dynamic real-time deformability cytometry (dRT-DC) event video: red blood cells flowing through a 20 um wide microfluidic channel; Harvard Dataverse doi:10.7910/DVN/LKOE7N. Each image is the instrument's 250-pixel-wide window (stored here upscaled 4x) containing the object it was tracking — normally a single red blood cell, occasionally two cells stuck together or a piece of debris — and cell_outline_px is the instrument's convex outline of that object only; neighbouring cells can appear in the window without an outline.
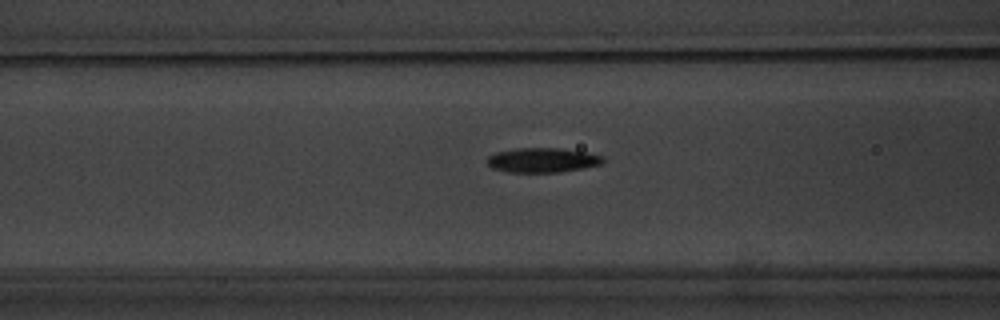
{"species": "common noctule bat (a hibernating species)", "species_latin": "Nyctalus noctula", "temperature_condition": "warm", "stored_images_in_passage": 7, "camera_frame_rate_fps": 3000, "um_per_image_px": 0.085, "animal": {"sex": "male", "body_mass_g": 20.1, "forearm_length_mm": 53.5}, "frame": {"image": 1, "passage_image": 7, "time_ms": 8.0, "image_size_px": [1000, 320], "cell_outline_px": [[604, 160], [600, 164], [584, 168], [560, 172], [508, 172], [492, 168], [488, 164], [488, 156], [496, 152], [516, 148], [560, 148], [584, 152], [604, 156]], "centroid_in_image_um": [46.1, 13.61], "position_along_channel_um": 120.5, "area_um2": 16.53}}